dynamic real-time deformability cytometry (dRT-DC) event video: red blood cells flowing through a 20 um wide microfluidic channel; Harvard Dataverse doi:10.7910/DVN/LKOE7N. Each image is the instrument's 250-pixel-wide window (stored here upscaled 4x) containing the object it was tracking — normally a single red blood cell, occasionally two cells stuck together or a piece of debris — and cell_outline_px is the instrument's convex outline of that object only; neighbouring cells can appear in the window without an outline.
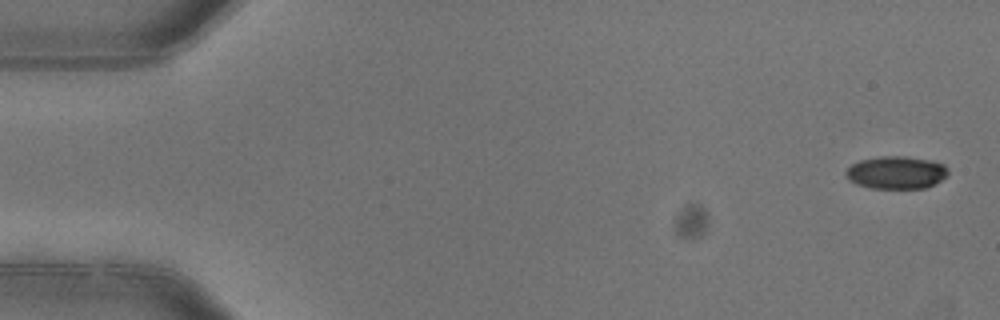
{"species": "common noctule bat (a hibernating species)", "species_latin": "Nyctalus noctula", "temperature_condition": "warm", "stored_images_in_passage": 5, "camera_frame_rate_fps": 3000, "um_per_image_px": 0.085, "animal": {"sex": "female"}, "frame": {"image": 1, "passage_image": 1, "time_ms": 0.0, "image_size_px": [1000, 320], "cell_outline_px": [[948, 176], [924, 188], [872, 188], [856, 184], [848, 180], [844, 172], [852, 164], [860, 160], [880, 156], [904, 156], [932, 160], [944, 164], [948, 168]], "centroid_in_image_um": [76.18, 14.65], "position_along_channel_um": 8.8, "area_um2": 19.54}}
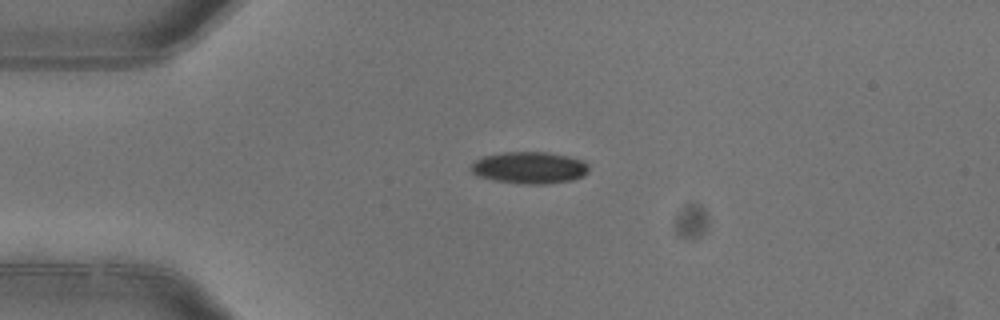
{"frame": {"image": 2, "passage_image": 4, "time_ms": 1.0, "image_size_px": [1000, 320], "cell_outline_px": [[588, 172], [584, 176], [572, 180], [544, 184], [524, 184], [492, 180], [480, 176], [472, 172], [468, 168], [476, 160], [484, 156], [500, 152], [548, 152], [568, 156], [584, 160], [588, 164]], "centroid_in_image_um": [45.02, 14.25], "position_along_channel_um": 40.0, "area_um2": 22.02}}